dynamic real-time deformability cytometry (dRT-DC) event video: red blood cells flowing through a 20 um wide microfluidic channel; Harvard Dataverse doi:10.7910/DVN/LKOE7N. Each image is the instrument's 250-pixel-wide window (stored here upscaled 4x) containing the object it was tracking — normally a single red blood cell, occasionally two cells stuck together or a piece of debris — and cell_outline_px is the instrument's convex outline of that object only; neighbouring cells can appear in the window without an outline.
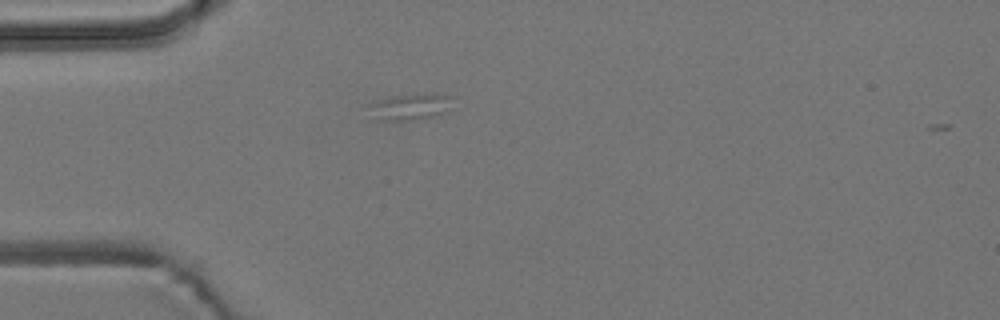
{"species": "common noctule bat (a hibernating species)", "species_latin": "Nyctalus noctula", "temperature_condition": "room temperature", "stored_images_in_passage": 2, "camera_frame_rate_fps": 3000, "um_per_image_px": 0.085, "animal": {"sex": "male", "body_mass_g": 19.2, "forearm_length_mm": 51.8}, "frame": {"image": 1, "passage_image": 2, "time_ms": 2.0, "image_size_px": [1000, 320], "cell_outline_px": [[456, 96], [448, 112], [432, 116], [404, 120], [376, 120], [364, 104], [376, 100], [392, 96], [436, 92]], "centroid_in_image_um": [34.9, 9.03], "position_along_channel_um": 50.1, "area_um2": 13.41}}